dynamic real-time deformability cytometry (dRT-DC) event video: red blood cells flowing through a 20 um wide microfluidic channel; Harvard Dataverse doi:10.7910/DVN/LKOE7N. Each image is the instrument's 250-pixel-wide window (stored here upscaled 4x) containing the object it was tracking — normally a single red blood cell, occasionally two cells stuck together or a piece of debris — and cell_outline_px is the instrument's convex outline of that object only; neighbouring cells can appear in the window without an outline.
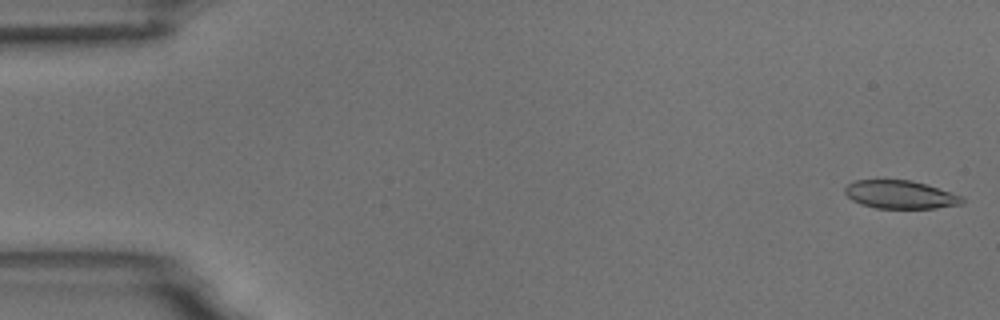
{"species": "common noctule bat (a hibernating species)", "species_latin": "Nyctalus noctula", "temperature_condition": "room temperature", "stored_images_in_passage": 5, "camera_frame_rate_fps": 3000, "um_per_image_px": 0.085, "animal": {"sex": "male", "body_mass_g": 18.8}, "frame": {"image": 1, "passage_image": 1, "time_ms": 0.0, "image_size_px": [1000, 320], "cell_outline_px": [[964, 204], [936, 208], [876, 208], [860, 204], [852, 200], [844, 192], [844, 188], [848, 184], [856, 180], [912, 180], [964, 196]], "centroid_in_image_um": [76.54, 16.54], "position_along_channel_um": 8.5, "area_um2": 19.31}}
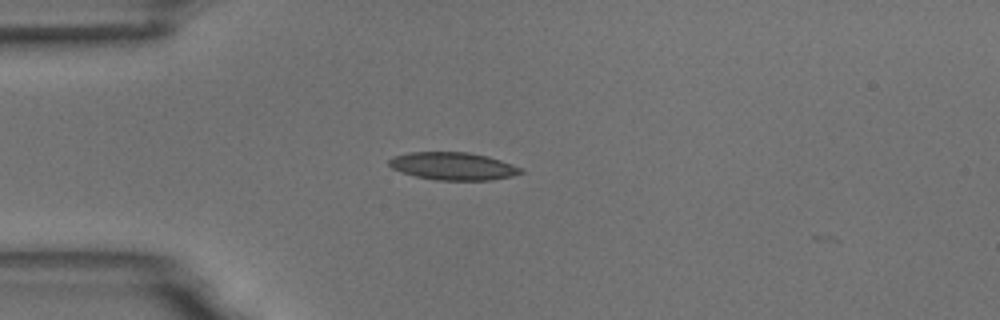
{"frame": {"image": 2, "passage_image": 4, "time_ms": 4.333, "image_size_px": [1000, 320], "cell_outline_px": [[524, 172], [512, 176], [492, 180], [436, 180], [416, 176], [392, 168], [388, 164], [388, 160], [392, 156], [408, 152], [468, 152], [488, 156], [524, 168]], "centroid_in_image_um": [38.53, 14.11], "position_along_channel_um": 46.5, "area_um2": 21.33}}